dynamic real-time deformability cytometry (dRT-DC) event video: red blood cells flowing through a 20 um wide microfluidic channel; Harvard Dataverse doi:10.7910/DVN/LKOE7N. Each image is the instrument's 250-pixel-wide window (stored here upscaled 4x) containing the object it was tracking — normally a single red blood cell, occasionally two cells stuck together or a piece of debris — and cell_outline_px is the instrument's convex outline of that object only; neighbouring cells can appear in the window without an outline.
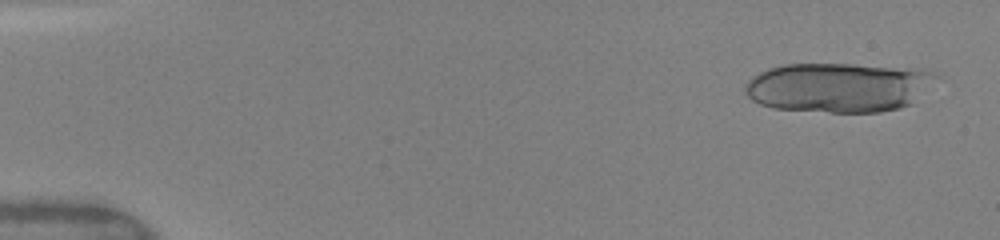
{"species": "human", "species_latin": "Homo sapiens", "temperature_condition": "warm", "stored_images_in_passage": 24, "camera_frame_rate_fps": 3000, "um_per_image_px": 0.085, "donor": {"sex": "female"}, "frame": {"image": 1, "passage_image": 2, "time_ms": 0.333, "image_size_px": [1000, 240], "cell_outline_px": [[940, 76], [912, 104], [900, 108], [880, 112], [832, 112], [772, 108], [760, 104], [752, 100], [744, 92], [744, 84], [752, 76], [768, 68], [784, 64], [856, 64], [924, 68], [936, 72]], "centroid_in_image_um": [71.32, 7.41], "position_along_channel_um": 13.7, "area_um2": 55.95}}
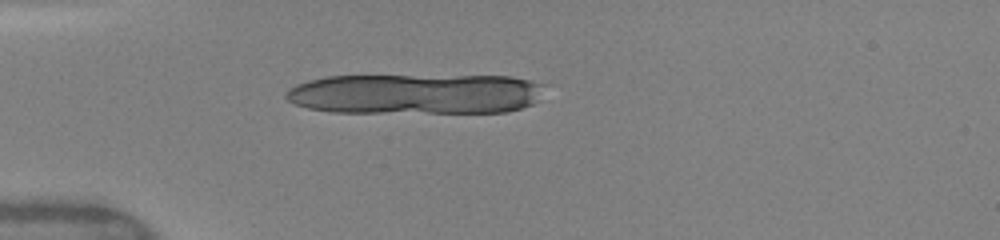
{"frame": {"image": 2, "passage_image": 17, "time_ms": 4.0, "image_size_px": [1000, 240], "cell_outline_px": [[540, 84], [532, 104], [520, 108], [504, 112], [332, 112], [308, 108], [296, 104], [288, 100], [284, 96], [288, 88], [296, 84], [308, 80], [328, 76], [512, 76], [528, 80]], "centroid_in_image_um": [35.19, 7.98], "position_along_channel_um": 49.8, "area_um2": 60.34}}